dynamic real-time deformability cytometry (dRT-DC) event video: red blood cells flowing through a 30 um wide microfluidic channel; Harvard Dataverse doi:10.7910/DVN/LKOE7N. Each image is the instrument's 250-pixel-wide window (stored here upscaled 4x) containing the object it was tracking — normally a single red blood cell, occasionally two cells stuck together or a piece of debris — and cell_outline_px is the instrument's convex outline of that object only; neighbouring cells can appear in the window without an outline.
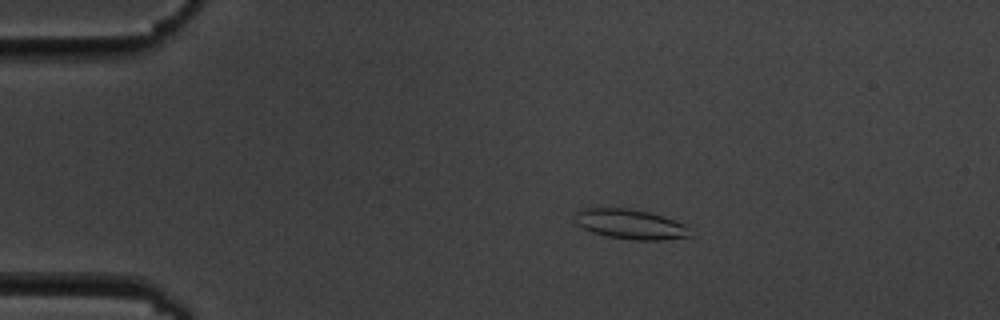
{"species": "common noctule bat (a hibernating species)", "species_latin": "Nyctalus noctula", "temperature_condition": "cold", "stored_images_in_passage": 9, "camera_frame_rate_fps": 3000, "um_per_image_px": 0.085, "animal": {"sex": "male", "body_mass_g": 19.5, "forearm_length_mm": 54.6}, "frame": {"image": 1, "passage_image": 4, "time_ms": 3.333, "image_size_px": [1000, 320], "cell_outline_px": [[692, 236], [664, 240], [636, 240], [608, 236], [592, 232], [576, 224], [572, 220], [576, 212], [580, 208], [628, 208], [648, 212], [664, 216], [684, 224]], "centroid_in_image_um": [53.54, 19.05], "position_along_channel_um": 31.5, "area_um2": 20.06}}
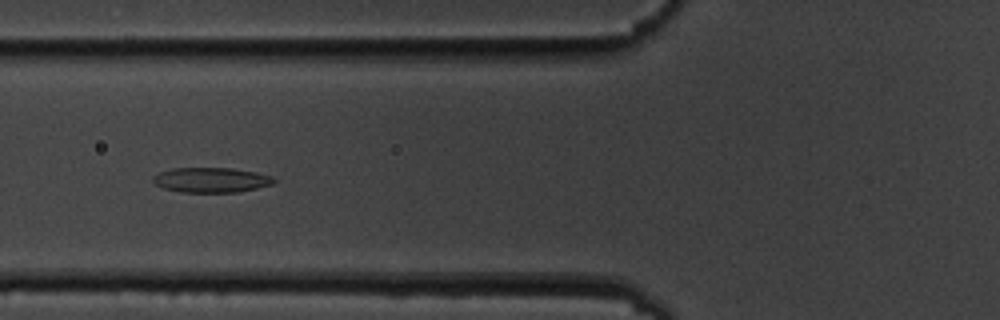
{"frame": {"image": 2, "passage_image": 7, "time_ms": 7.0, "image_size_px": [1000, 320], "cell_outline_px": [[276, 180], [272, 184], [256, 188], [236, 192], [180, 192], [164, 188], [156, 184], [152, 180], [152, 176], [160, 172], [172, 168], [232, 168], [256, 172], [272, 176]], "centroid_in_image_um": [17.94, 15.29], "position_along_channel_um": 107.9, "area_um2": 17.51}}
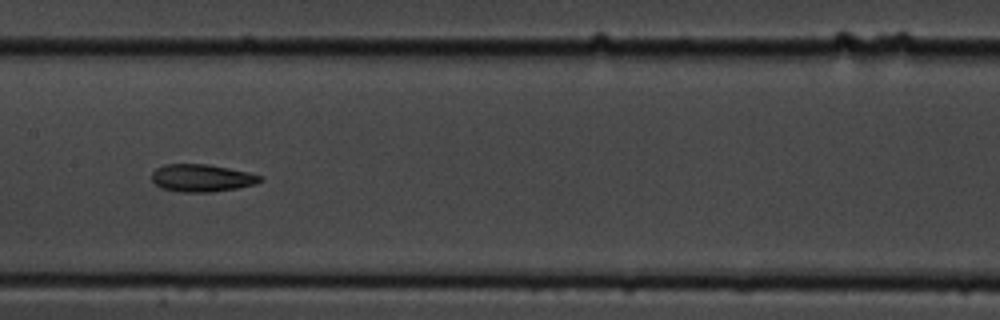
{"frame": {"image": 3, "passage_image": 9, "time_ms": 9.333, "image_size_px": [1000, 320], "cell_outline_px": [[264, 176], [256, 184], [236, 188], [212, 192], [180, 192], [160, 188], [152, 180], [152, 172], [156, 168], [164, 164], [208, 164], [248, 172]], "centroid_in_image_um": [17.13, 15.13], "position_along_channel_um": 190.3, "area_um2": 17.4}}